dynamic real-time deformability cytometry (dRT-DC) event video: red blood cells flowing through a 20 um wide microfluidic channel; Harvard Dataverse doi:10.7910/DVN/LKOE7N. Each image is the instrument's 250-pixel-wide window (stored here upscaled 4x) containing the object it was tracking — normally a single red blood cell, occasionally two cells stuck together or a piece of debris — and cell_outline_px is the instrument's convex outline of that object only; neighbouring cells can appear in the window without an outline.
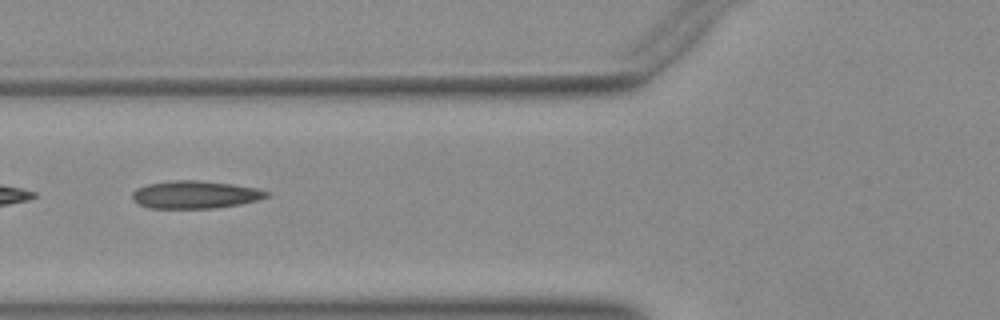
{"species": "Egyptian fruit bat (a non-hibernating species)", "species_latin": "Rousettus aegyptiacus", "temperature_condition": "warm", "stored_images_in_passage": 19, "camera_frame_rate_fps": 3000, "um_per_image_px": 0.085, "animal": {"sex": "female"}, "frame": {"image": 1, "passage_image": 4, "time_ms": 1.0, "image_size_px": [1000, 320], "cell_outline_px": [[272, 196], [260, 200], [240, 204], [216, 208], [148, 208], [132, 200], [132, 192], [136, 188], [148, 184], [172, 180], [196, 180], [232, 184], [256, 188], [272, 192]], "centroid_in_image_um": [16.63, 16.54], "position_along_channel_um": 109.2, "area_um2": 21.91}}
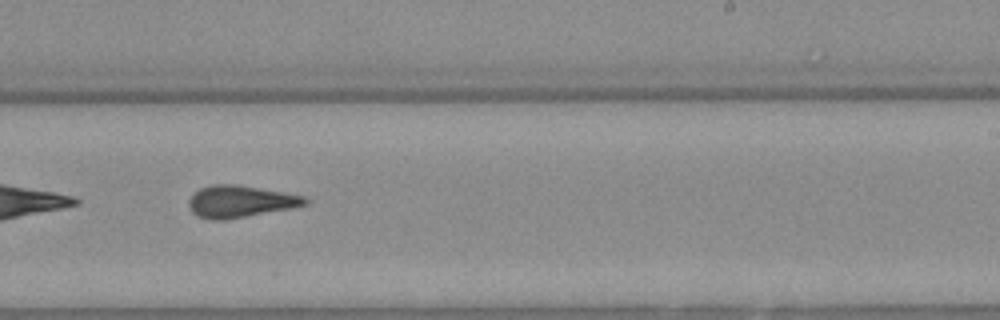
{"frame": {"image": 2, "passage_image": 16, "time_ms": 5.0, "image_size_px": [1000, 320], "cell_outline_px": [[308, 204], [292, 208], [224, 220], [212, 220], [196, 216], [192, 212], [188, 204], [188, 200], [200, 188], [212, 184], [240, 184], [304, 196], [308, 200]], "centroid_in_image_um": [20.41, 17.12], "position_along_channel_um": 268.6, "area_um2": 21.68}}